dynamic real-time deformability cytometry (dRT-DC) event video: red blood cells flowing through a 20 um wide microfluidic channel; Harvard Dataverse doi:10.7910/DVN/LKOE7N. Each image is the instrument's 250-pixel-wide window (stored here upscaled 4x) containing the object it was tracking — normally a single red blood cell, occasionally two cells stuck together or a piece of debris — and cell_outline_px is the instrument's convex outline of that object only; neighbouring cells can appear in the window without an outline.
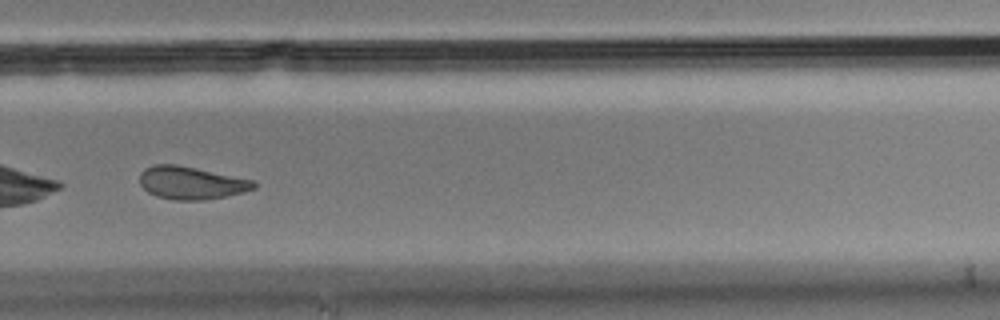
{"species": "Egyptian fruit bat (a non-hibernating species)", "species_latin": "Rousettus aegyptiacus", "temperature_condition": "cold", "stored_images_in_passage": 41, "camera_frame_rate_fps": 3000, "um_per_image_px": 0.085, "animal": {"sex": "male"}, "frame": {"image": 1, "passage_image": 24, "time_ms": 7.667, "image_size_px": [1000, 320], "cell_outline_px": [[260, 184], [256, 188], [244, 192], [204, 200], [176, 200], [156, 196], [148, 192], [140, 184], [140, 172], [144, 168], [156, 164], [176, 164], [256, 180]], "centroid_in_image_um": [16.29, 15.54], "position_along_channel_um": 313.5, "area_um2": 21.96}, "authors_computed_cell_mechanics": {"area_um2": 22.9466, "velocity_mm_per_s": 3.5112, "shape_relaxation_time_tau1_ms": 8.7631, "shape_relaxation_time_tau2_ms": 4.861, "deformation_change_tau1": 0.1599, "deformation_change_tau2": 0.1218}}